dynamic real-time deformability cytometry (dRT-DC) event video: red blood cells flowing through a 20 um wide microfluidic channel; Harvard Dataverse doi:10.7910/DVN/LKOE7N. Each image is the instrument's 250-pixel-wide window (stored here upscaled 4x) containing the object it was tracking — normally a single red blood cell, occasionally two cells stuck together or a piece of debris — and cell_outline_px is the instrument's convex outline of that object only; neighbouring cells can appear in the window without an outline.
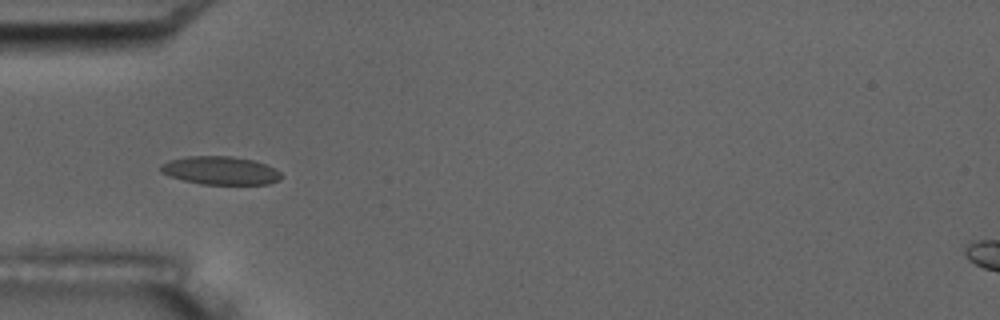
{"species": "common noctule bat (a hibernating species)", "species_latin": "Nyctalus noctula", "temperature_condition": "room temperature", "stored_images_in_passage": 6, "camera_frame_rate_fps": 3000, "um_per_image_px": 0.085, "animal": {"sex": "male", "body_mass_g": 17.5, "forearm_length_mm": 52.3}, "frame": {"image": 1, "passage_image": 5, "time_ms": 5.333, "image_size_px": [1000, 320], "cell_outline_px": [[284, 176], [280, 180], [268, 184], [200, 184], [184, 180], [160, 172], [160, 164], [168, 160], [188, 156], [232, 156], [252, 160], [268, 164], [280, 172]], "centroid_in_image_um": [18.76, 14.49], "position_along_channel_um": 66.2, "area_um2": 19.94}}